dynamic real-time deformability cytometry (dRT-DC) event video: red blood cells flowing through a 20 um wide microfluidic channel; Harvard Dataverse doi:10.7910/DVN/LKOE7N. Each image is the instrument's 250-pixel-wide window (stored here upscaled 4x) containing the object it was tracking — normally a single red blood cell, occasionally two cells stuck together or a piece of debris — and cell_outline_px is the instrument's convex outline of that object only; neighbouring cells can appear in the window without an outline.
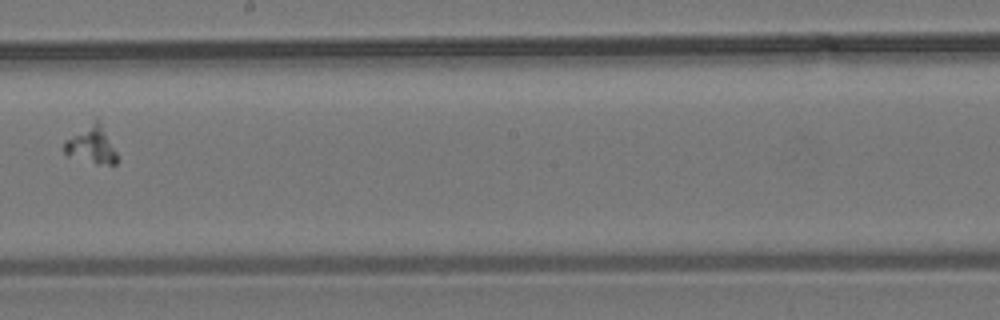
{"species": "common noctule bat (a hibernating species)", "species_latin": "Nyctalus noctula", "temperature_condition": "room temperature", "stored_images_in_passage": 8, "camera_frame_rate_fps": 3000, "um_per_image_px": 0.085, "animal": {"sex": "male", "body_mass_g": 19.2, "forearm_length_mm": 51.8}, "frame": {"image": 1, "passage_image": 8, "time_ms": 9.0, "image_size_px": [1000, 320], "cell_outline_px": [[116, 164], [96, 164], [68, 156], [64, 152], [64, 140], [96, 120], [100, 124], [116, 152]], "centroid_in_image_um": [7.73, 12.37], "position_along_channel_um": 240.5, "area_um2": 10.98}}